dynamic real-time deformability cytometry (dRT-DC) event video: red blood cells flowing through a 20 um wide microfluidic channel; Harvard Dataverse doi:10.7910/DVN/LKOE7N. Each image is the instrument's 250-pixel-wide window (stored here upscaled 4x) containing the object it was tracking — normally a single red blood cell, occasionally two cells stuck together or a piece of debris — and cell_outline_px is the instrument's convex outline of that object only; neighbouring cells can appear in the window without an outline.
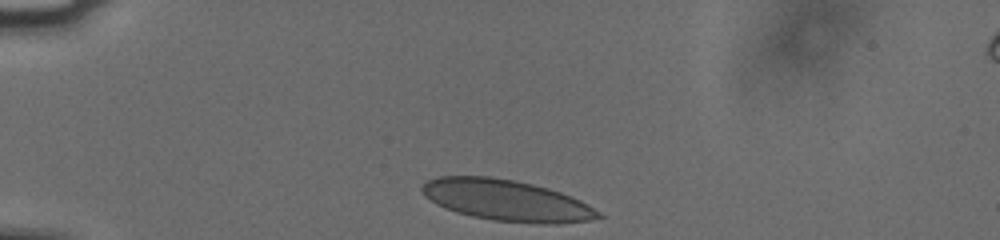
{"species": "human", "species_latin": "Homo sapiens", "temperature_condition": "cold", "stored_images_in_passage": 33, "camera_frame_rate_fps": 3000, "um_per_image_px": 0.085, "donor": {"sex": "male"}, "frame": {"image": 1, "passage_image": 1, "time_ms": 0.0, "image_size_px": [1000, 240], "cell_outline_px": [[604, 216], [588, 220], [556, 224], [540, 224], [492, 220], [472, 216], [456, 212], [444, 208], [436, 204], [424, 196], [420, 192], [420, 188], [428, 180], [440, 176], [488, 176], [516, 180], [548, 188], [572, 196], [588, 204], [600, 212]], "centroid_in_image_um": [43.04, 17.03], "position_along_channel_um": 42.0, "area_um2": 42.43}}
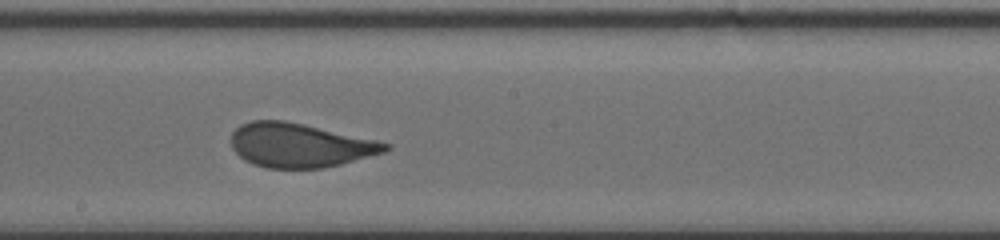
{"frame": {"image": 2, "passage_image": 19, "time_ms": 6.0, "image_size_px": [1000, 240], "cell_outline_px": [[392, 148], [384, 152], [340, 164], [324, 168], [264, 168], [252, 164], [244, 160], [232, 148], [232, 132], [240, 124], [252, 120], [284, 120], [304, 124], [376, 140], [392, 144]], "centroid_in_image_um": [25.46, 12.34], "position_along_channel_um": 222.7, "area_um2": 39.59}}
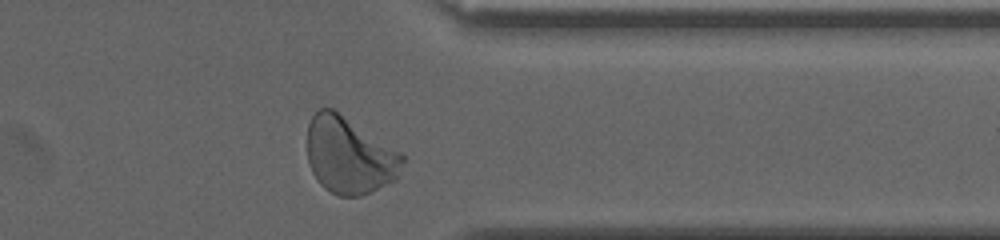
{"frame": {"image": 3, "passage_image": 32, "time_ms": 10.333, "image_size_px": [1000, 240], "cell_outline_px": [[404, 160], [396, 180], [360, 196], [340, 196], [324, 188], [316, 180], [312, 172], [308, 160], [308, 124], [312, 116], [320, 108], [332, 108], [400, 152], [404, 156]], "centroid_in_image_um": [29.68, 13.23], "position_along_channel_um": 381.7, "area_um2": 42.14}, "authors_computed_cell_mechanics": {"area_um2": 40.46, "velocity_mm_per_s": 3.7583, "shape_relaxation_time_tau1_ms": 6.0202, "shape_relaxation_time_tau2_ms": null, "deformation_change_tau1": 0.1751, "deformation_change_tau2": null}}